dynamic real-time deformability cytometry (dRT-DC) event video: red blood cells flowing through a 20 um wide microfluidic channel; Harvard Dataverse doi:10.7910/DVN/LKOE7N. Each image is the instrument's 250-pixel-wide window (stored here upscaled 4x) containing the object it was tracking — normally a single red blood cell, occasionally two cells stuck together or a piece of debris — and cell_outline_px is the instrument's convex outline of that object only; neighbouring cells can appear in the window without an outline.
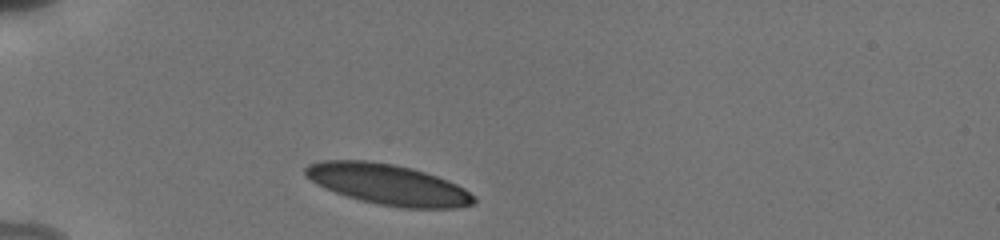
{"species": "human", "species_latin": "Homo sapiens", "temperature_condition": "cold", "stored_images_in_passage": 5, "camera_frame_rate_fps": 3000, "um_per_image_px": 0.085, "donor": {"sex": "male"}, "frame": {"image": 1, "passage_image": 1, "time_ms": 0.0, "image_size_px": [1000, 240], "cell_outline_px": [[476, 204], [456, 208], [404, 208], [376, 204], [360, 200], [324, 188], [304, 176], [304, 168], [308, 164], [320, 160], [368, 160], [392, 164], [412, 168], [448, 180], [464, 188], [476, 196]], "centroid_in_image_um": [32.99, 15.68], "position_along_channel_um": 52.0, "area_um2": 40.11}}
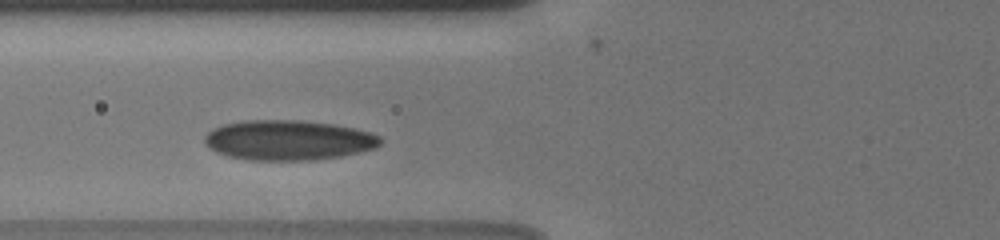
{"frame": {"image": 2, "passage_image": 3, "time_ms": 2.0, "image_size_px": [1000, 240], "cell_outline_px": [[380, 144], [376, 148], [340, 156], [312, 160], [248, 160], [228, 156], [216, 152], [208, 148], [204, 144], [204, 136], [212, 128], [224, 124], [240, 120], [300, 120], [332, 124], [352, 128], [368, 132], [380, 136]], "centroid_in_image_um": [24.44, 11.91], "position_along_channel_um": 101.4, "area_um2": 41.04}}
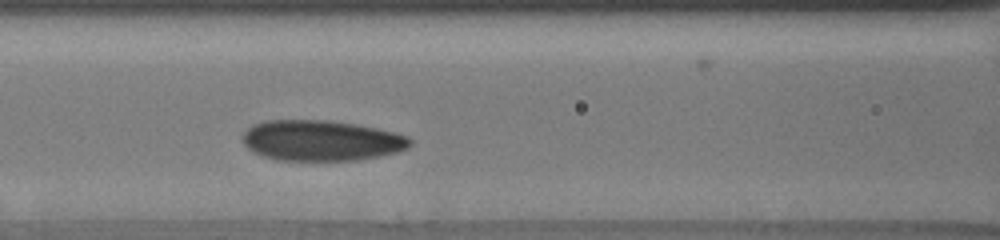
{"frame": {"image": 3, "passage_image": 5, "time_ms": 3.0, "image_size_px": [1000, 240], "cell_outline_px": [[412, 144], [408, 148], [400, 152], [380, 156], [356, 160], [276, 160], [252, 152], [244, 144], [244, 132], [252, 124], [264, 120], [324, 120], [352, 124], [376, 128], [396, 132], [408, 136], [412, 140]], "centroid_in_image_um": [27.33, 11.95], "position_along_channel_um": 139.3, "area_um2": 39.71}}